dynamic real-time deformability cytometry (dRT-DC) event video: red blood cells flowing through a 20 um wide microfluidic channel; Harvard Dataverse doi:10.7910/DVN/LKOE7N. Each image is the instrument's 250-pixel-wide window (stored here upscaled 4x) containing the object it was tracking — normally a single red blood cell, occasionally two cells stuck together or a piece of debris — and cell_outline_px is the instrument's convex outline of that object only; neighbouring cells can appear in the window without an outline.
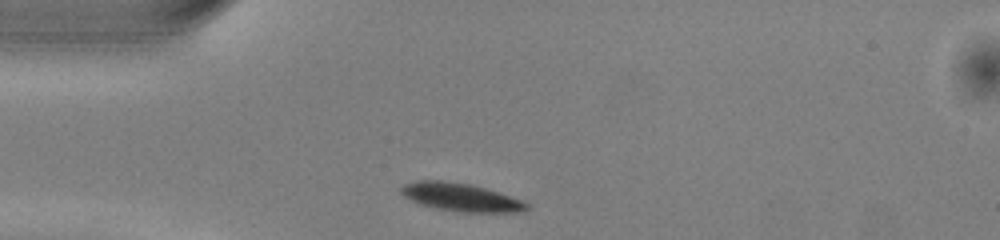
{"species": "common noctule bat (a hibernating species)", "species_latin": "Nyctalus noctula", "temperature_condition": "warm", "stored_images_in_passage": 39, "camera_frame_rate_fps": 3000, "um_per_image_px": 0.085, "animal": {"sex": "male", "body_mass_g": 13.0, "forearm_length_mm": 53.1}, "frame": {"image": 1, "passage_image": 1, "time_ms": 0.0, "image_size_px": [1000, 240], "cell_outline_px": [[528, 208], [524, 212], [460, 212], [436, 208], [420, 204], [404, 196], [400, 192], [400, 188], [404, 184], [416, 180], [444, 180], [472, 184], [524, 200], [528, 204]], "centroid_in_image_um": [39.18, 16.75], "position_along_channel_um": 45.8, "area_um2": 20.69}}
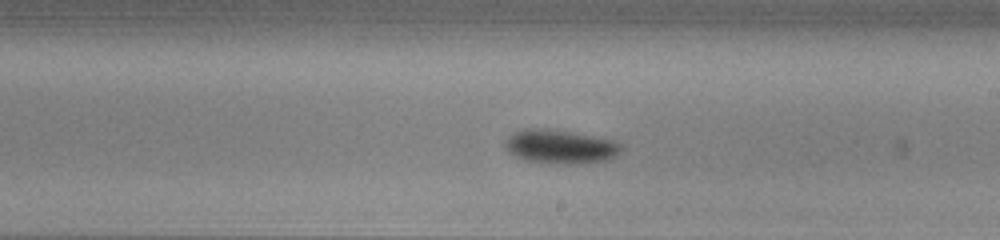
{"frame": {"image": 2, "passage_image": 17, "time_ms": 5.333, "image_size_px": [1000, 240], "cell_outline_px": [[624, 144], [620, 152], [616, 156], [608, 160], [584, 164], [564, 164], [524, 160], [508, 152], [504, 144], [516, 132], [524, 128], [548, 128], [572, 132], [616, 140]], "centroid_in_image_um": [47.71, 12.47], "position_along_channel_um": 241.3, "area_um2": 23.12}}
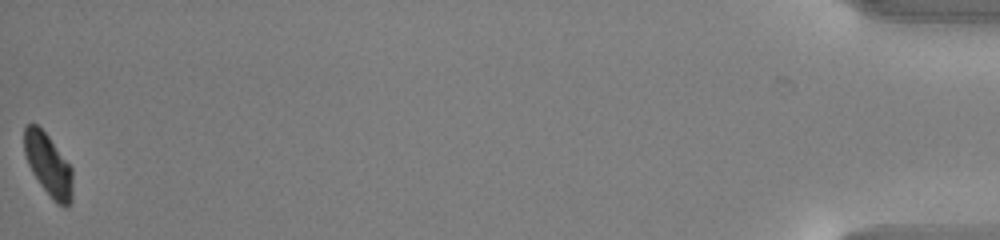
{"frame": {"image": 3, "passage_image": 39, "time_ms": 12.667, "image_size_px": [1000, 240], "cell_outline_px": [[72, 204], [64, 208], [56, 204], [52, 200], [40, 184], [32, 172], [28, 164], [24, 152], [24, 128], [28, 124], [36, 124], [48, 136], [72, 168]], "centroid_in_image_um": [4.12, 14.07], "position_along_channel_um": 431.1, "area_um2": 17.57}, "authors_computed_cell_mechanics": {"area_um2": 20.6924, "velocity_mm_per_s": 4.0056, "shape_relaxation_time_tau1_ms": 2.2514, "shape_relaxation_time_tau2_ms": null, "deformation_change_tau1": 0.1017, "deformation_change_tau2": null}}